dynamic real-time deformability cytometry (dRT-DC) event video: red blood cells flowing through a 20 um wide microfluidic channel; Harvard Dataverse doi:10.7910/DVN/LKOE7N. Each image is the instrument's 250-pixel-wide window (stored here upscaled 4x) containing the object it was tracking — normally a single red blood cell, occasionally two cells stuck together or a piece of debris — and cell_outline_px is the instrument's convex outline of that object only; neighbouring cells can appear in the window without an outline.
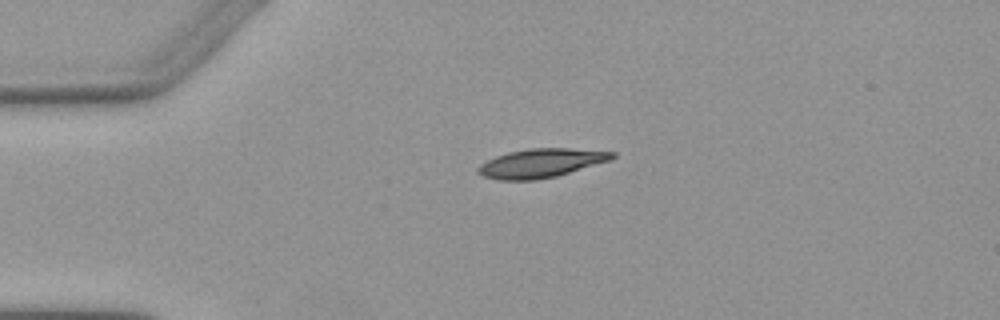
{"species": "Egyptian fruit bat (a non-hibernating species)", "species_latin": "Rousettus aegyptiacus", "temperature_condition": "warm", "stored_images_in_passage": 4, "camera_frame_rate_fps": 3000, "um_per_image_px": 0.085, "animal": {"sex": "female"}, "frame": {"image": 1, "passage_image": 3, "time_ms": 2.667, "image_size_px": [1000, 320], "cell_outline_px": [[616, 156], [608, 160], [556, 176], [536, 180], [500, 180], [484, 176], [476, 172], [476, 168], [480, 164], [496, 156], [508, 152], [528, 148], [568, 148], [616, 152]], "centroid_in_image_um": [45.93, 13.86], "position_along_channel_um": 39.1, "area_um2": 22.31}}